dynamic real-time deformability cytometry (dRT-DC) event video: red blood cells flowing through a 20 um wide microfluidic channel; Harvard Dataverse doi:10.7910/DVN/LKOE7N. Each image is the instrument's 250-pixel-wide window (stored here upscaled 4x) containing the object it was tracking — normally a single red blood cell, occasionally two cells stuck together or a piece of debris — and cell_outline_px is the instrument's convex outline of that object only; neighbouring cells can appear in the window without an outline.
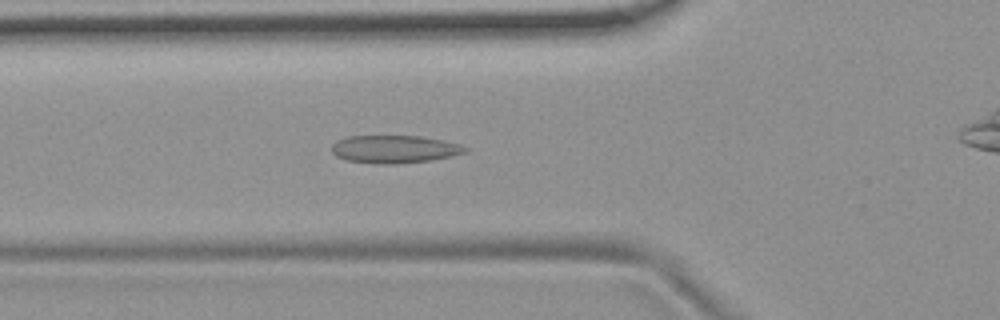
{"species": "common noctule bat (a hibernating species)", "species_latin": "Nyctalus noctula", "temperature_condition": "room temperature", "stored_images_in_passage": 47, "camera_frame_rate_fps": 3000, "um_per_image_px": 0.085, "animal": {"sex": "female", "body_mass_g": 19.9}, "frame": {"image": 1, "passage_image": 18, "time_ms": 5.667, "image_size_px": [1000, 320], "cell_outline_px": [[468, 148], [464, 152], [452, 156], [432, 160], [396, 164], [380, 164], [348, 160], [336, 156], [332, 152], [332, 144], [336, 140], [348, 136], [420, 136], [444, 140], [460, 144]], "centroid_in_image_um": [33.52, 12.67], "position_along_channel_um": 92.3, "area_um2": 21.62}}
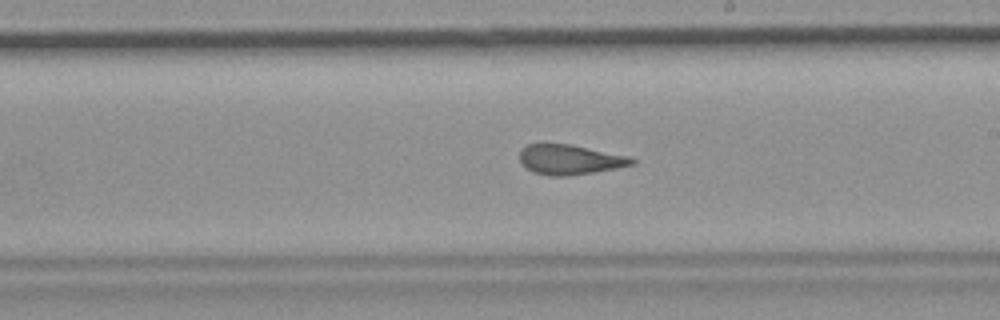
{"frame": {"image": 2, "passage_image": 30, "time_ms": 9.667, "image_size_px": [1000, 320], "cell_outline_px": [[636, 164], [616, 168], [568, 176], [548, 176], [536, 172], [528, 168], [520, 160], [520, 152], [528, 144], [572, 144], [628, 156], [636, 160]], "centroid_in_image_um": [48.48, 13.56], "position_along_channel_um": 240.5, "area_um2": 19.31}}
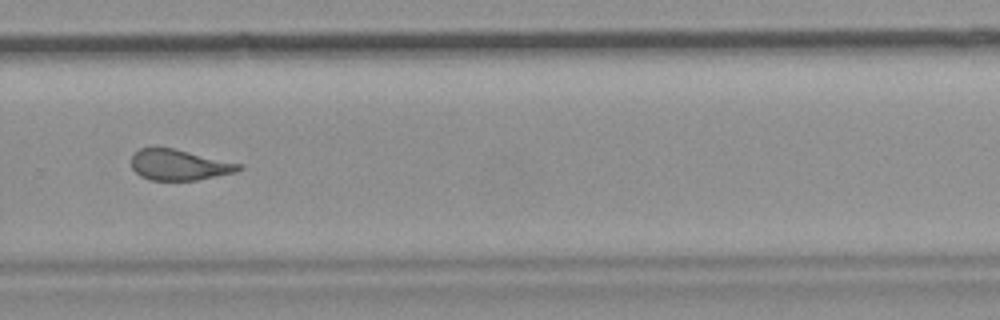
{"frame": {"image": 3, "passage_image": 36, "time_ms": 11.667, "image_size_px": [1000, 320], "cell_outline_px": [[244, 168], [236, 172], [196, 180], [152, 180], [140, 176], [132, 168], [132, 156], [140, 148], [152, 144], [156, 144], [176, 148], [244, 164]], "centroid_in_image_um": [15.23, 13.96], "position_along_channel_um": 314.6, "area_um2": 19.94}, "authors_computed_cell_mechanics": {"area_um2": 20.6924, "velocity_mm_per_s": 3.7075, "shape_relaxation_time_tau1_ms": null, "shape_relaxation_time_tau2_ms": 1.2084, "deformation_change_tau1": null, "deformation_change_tau2": 0.0837}}